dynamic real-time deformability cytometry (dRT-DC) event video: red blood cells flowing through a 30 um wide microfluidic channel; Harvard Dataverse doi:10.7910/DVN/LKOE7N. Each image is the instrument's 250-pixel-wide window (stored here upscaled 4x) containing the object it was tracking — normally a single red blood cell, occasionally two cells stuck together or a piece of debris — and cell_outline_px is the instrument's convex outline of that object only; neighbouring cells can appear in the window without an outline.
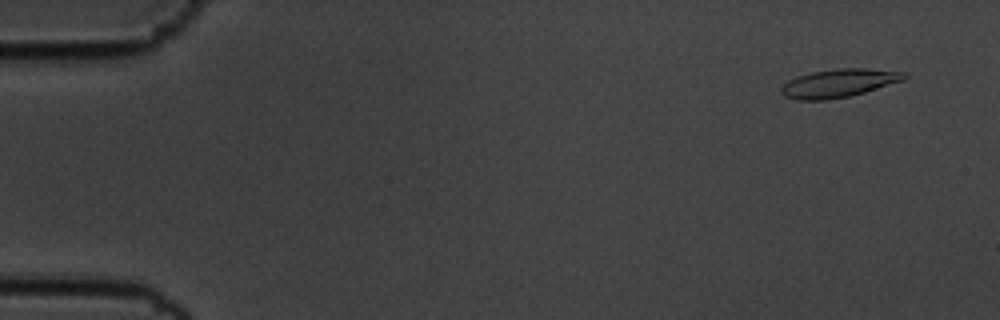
{"species": "common noctule bat (a hibernating species)", "species_latin": "Nyctalus noctula", "temperature_condition": "cold", "stored_images_in_passage": 56, "camera_frame_rate_fps": 3000, "um_per_image_px": 0.085, "animal": {"sex": "male", "body_mass_g": 19.5, "forearm_length_mm": 54.6}, "frame": {"image": 1, "passage_image": 3, "time_ms": 0.667, "image_size_px": [1000, 320], "cell_outline_px": [[908, 76], [904, 80], [864, 92], [848, 96], [828, 100], [796, 100], [784, 96], [780, 92], [780, 88], [788, 80], [796, 76], [812, 72], [836, 68], [868, 68], [908, 72]], "centroid_in_image_um": [71.29, 7.06], "position_along_channel_um": 13.7, "area_um2": 20.46}}
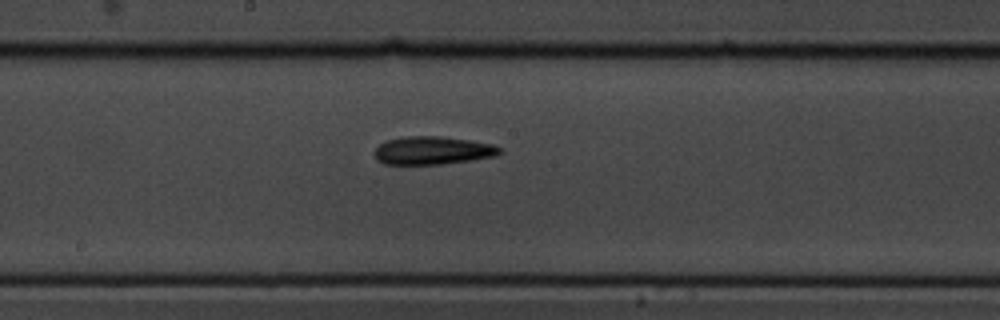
{"frame": {"image": 2, "passage_image": 30, "time_ms": 9.667, "image_size_px": [1000, 320], "cell_outline_px": [[500, 152], [496, 156], [440, 164], [384, 164], [376, 160], [376, 148], [380, 144], [388, 140], [404, 136], [440, 136], [468, 140], [492, 144], [500, 148]], "centroid_in_image_um": [36.75, 12.79], "position_along_channel_um": 211.5, "area_um2": 20.17}}
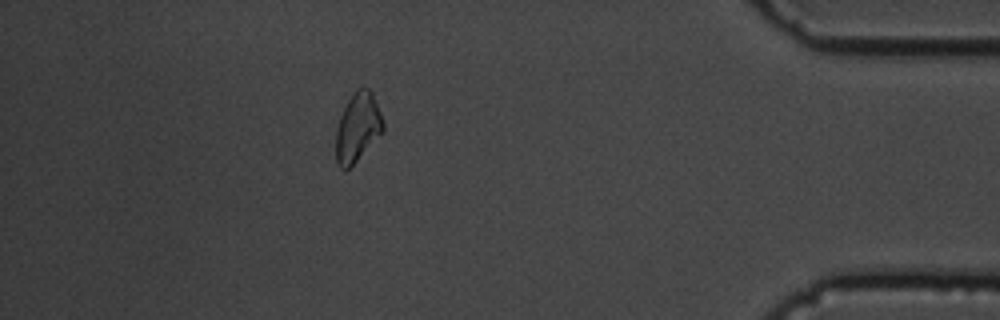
{"frame": {"image": 3, "passage_image": 50, "time_ms": 16.333, "image_size_px": [1000, 320], "cell_outline_px": [[384, 132], [344, 172], [336, 164], [336, 128], [340, 116], [348, 100], [356, 88], [364, 84], [372, 92], [380, 112], [384, 124]], "centroid_in_image_um": [30.4, 10.8], "position_along_channel_um": 404.8, "area_um2": 19.07}, "authors_computed_cell_mechanics": {"area_um2": 19.652, "velocity_mm_per_s": 3.5361, "shape_relaxation_time_tau1_ms": 8.6847, "shape_relaxation_time_tau2_ms": 10.684, "deformation_change_tau1": 0.175, "deformation_change_tau2": 0.2332}}